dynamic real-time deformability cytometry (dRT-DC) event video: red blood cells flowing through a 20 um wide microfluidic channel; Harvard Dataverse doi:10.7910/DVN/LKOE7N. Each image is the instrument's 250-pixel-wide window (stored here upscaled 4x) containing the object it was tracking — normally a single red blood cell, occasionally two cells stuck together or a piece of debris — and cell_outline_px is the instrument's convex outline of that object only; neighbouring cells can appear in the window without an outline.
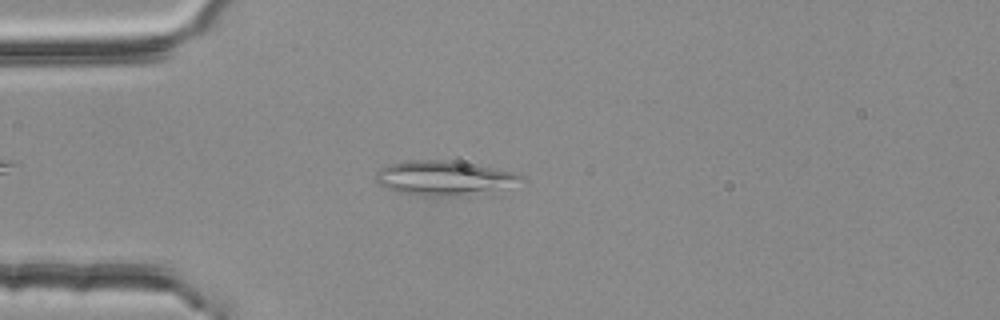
{"species": "common noctule bat (a hibernating species)", "species_latin": "Nyctalus noctula", "temperature_condition": "room temperature", "stored_images_in_passage": 43, "camera_frame_rate_fps": 3000, "um_per_image_px": 0.085, "animal": {"sex": "female", "body_mass_g": 25.1}, "frame": {"image": 1, "passage_image": 7, "time_ms": 2.0, "image_size_px": [1000, 320], "cell_outline_px": [[528, 180], [452, 196], [420, 196], [396, 192], [380, 184], [376, 180], [376, 172], [380, 168], [388, 164], [408, 160], [452, 160], [516, 172], [524, 176]], "centroid_in_image_um": [37.63, 15.09], "position_along_channel_um": 47.4, "area_um2": 28.44}}
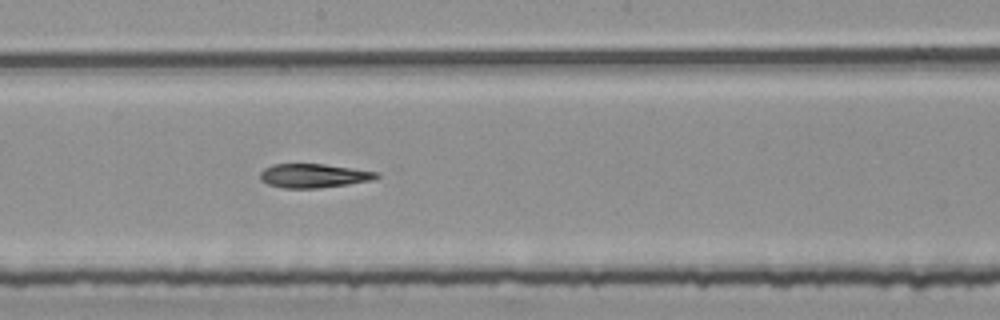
{"frame": {"image": 2, "passage_image": 22, "time_ms": 7.0, "image_size_px": [1000, 320], "cell_outline_px": [[380, 176], [372, 180], [348, 184], [320, 188], [284, 188], [268, 184], [260, 180], [260, 172], [264, 168], [272, 164], [324, 164], [380, 172]], "centroid_in_image_um": [26.66, 14.93], "position_along_channel_um": 221.5, "area_um2": 16.3}}
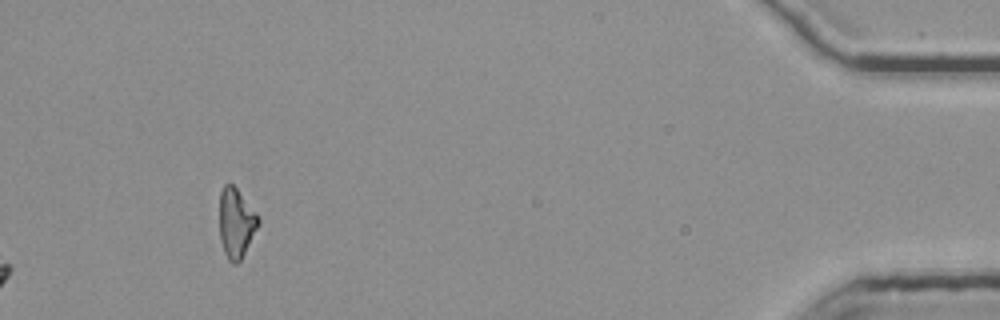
{"frame": {"image": 3, "passage_image": 43, "time_ms": 14.0, "image_size_px": [1000, 320], "cell_outline_px": [[260, 224], [240, 260], [236, 264], [232, 264], [228, 260], [224, 252], [220, 240], [220, 192], [224, 184], [232, 184], [236, 188], [256, 212], [260, 220]], "centroid_in_image_um": [20.07, 18.96], "position_along_channel_um": 415.1, "area_um2": 15.66}, "authors_computed_cell_mechanics": {"area_um2": 17.1088, "velocity_mm_per_s": 3.7963, "shape_relaxation_time_tau1_ms": 10.1328, "shape_relaxation_time_tau2_ms": 4.4609, "deformation_change_tau1": 0.259, "deformation_change_tau2": 0.1506}}